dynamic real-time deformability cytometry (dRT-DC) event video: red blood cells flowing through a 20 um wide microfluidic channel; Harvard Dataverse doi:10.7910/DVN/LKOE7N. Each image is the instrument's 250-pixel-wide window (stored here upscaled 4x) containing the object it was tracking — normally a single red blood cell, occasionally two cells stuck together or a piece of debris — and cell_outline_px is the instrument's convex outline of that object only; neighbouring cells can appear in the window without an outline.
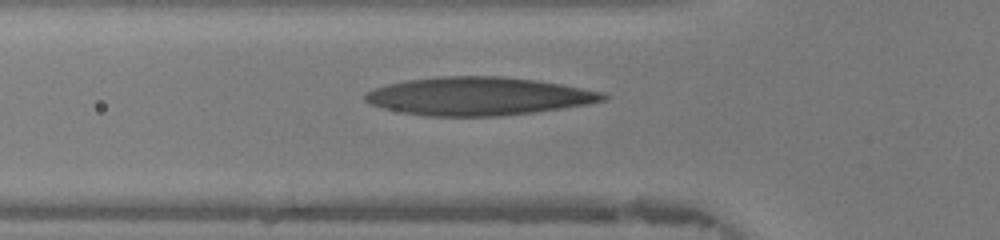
{"species": "human", "species_latin": "Homo sapiens", "temperature_condition": "warm", "stored_images_in_passage": 46, "camera_frame_rate_fps": 3000, "um_per_image_px": 0.085, "donor": {"sex": "female"}, "frame": {"image": 1, "passage_image": 14, "time_ms": 4.333, "image_size_px": [1000, 240], "cell_outline_px": [[612, 96], [604, 100], [588, 104], [564, 108], [500, 116], [428, 116], [404, 112], [384, 108], [372, 104], [364, 100], [364, 92], [372, 88], [388, 84], [408, 80], [436, 76], [500, 76], [536, 80], [560, 84], [604, 92]], "centroid_in_image_um": [40.68, 8.17], "position_along_channel_um": 85.1, "area_um2": 52.89}}
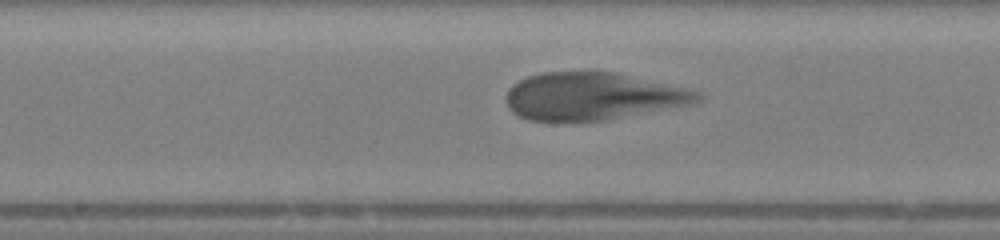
{"frame": {"image": 2, "passage_image": 22, "time_ms": 7.0, "image_size_px": [1000, 240], "cell_outline_px": [[704, 96], [700, 100], [692, 104], [608, 120], [528, 120], [512, 112], [508, 108], [504, 96], [512, 84], [528, 76], [544, 72], [612, 72], [692, 88], [700, 92]], "centroid_in_image_um": [50.42, 8.18], "position_along_channel_um": 197.8, "area_um2": 53.06}}
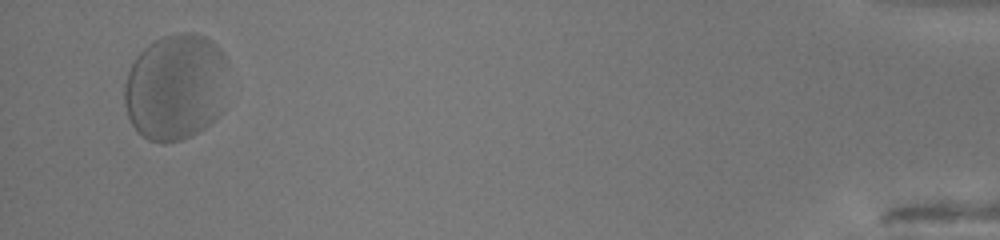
{"frame": {"image": 3, "passage_image": 44, "time_ms": 14.333, "image_size_px": [1000, 240], "cell_outline_px": [[228, 60], [224, 112], [216, 120], [204, 128], [180, 140], [164, 144], [160, 144], [148, 140], [136, 132], [128, 116], [124, 104], [124, 84], [128, 72], [136, 56], [148, 44], [164, 36], [180, 32], [192, 32], [204, 36], [212, 40], [220, 48]], "centroid_in_image_um": [14.96, 7.41], "position_along_channel_um": 420.2, "area_um2": 65.78}}